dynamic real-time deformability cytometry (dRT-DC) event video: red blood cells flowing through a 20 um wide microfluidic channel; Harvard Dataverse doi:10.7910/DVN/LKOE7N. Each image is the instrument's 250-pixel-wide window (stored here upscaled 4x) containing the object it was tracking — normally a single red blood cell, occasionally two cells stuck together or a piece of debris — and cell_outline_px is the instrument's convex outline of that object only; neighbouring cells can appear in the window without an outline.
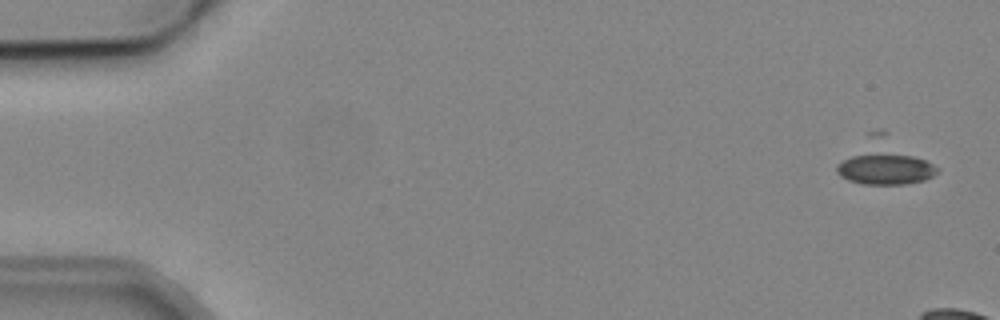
{"species": "common noctule bat (a hibernating species)", "species_latin": "Nyctalus noctula", "temperature_condition": "cold", "stored_images_in_passage": 10, "camera_frame_rate_fps": 3000, "um_per_image_px": 0.085, "animal": {"sex": "male", "body_mass_g": 19.2, "forearm_length_mm": 51.8}, "frame": {"image": 1, "passage_image": 1, "time_ms": 0.0, "image_size_px": [1000, 320], "cell_outline_px": [[940, 172], [924, 180], [904, 184], [860, 184], [848, 180], [840, 176], [836, 172], [836, 164], [852, 156], [912, 156], [924, 160], [940, 168]], "centroid_in_image_um": [75.28, 14.43], "position_along_channel_um": 9.7, "area_um2": 17.46}}
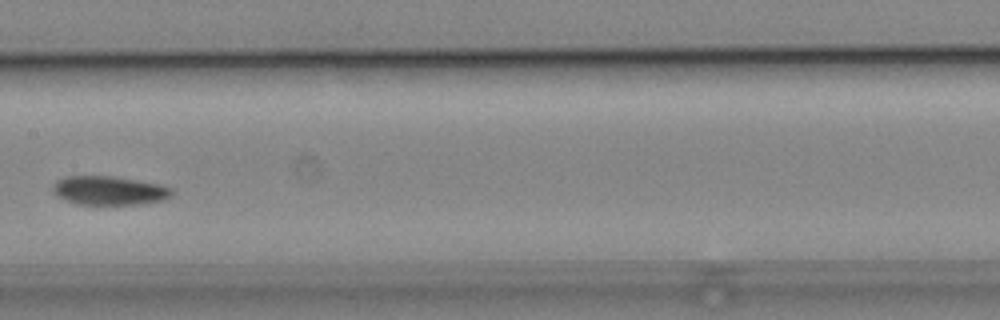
{"frame": {"image": 2, "passage_image": 9, "time_ms": 10.333, "image_size_px": [1000, 320], "cell_outline_px": [[172, 192], [164, 200], [140, 204], [76, 204], [56, 196], [52, 188], [52, 184], [56, 180], [64, 176], [112, 176], [160, 184], [172, 188]], "centroid_in_image_um": [9.23, 16.19], "position_along_channel_um": 198.2, "area_um2": 20.0}}
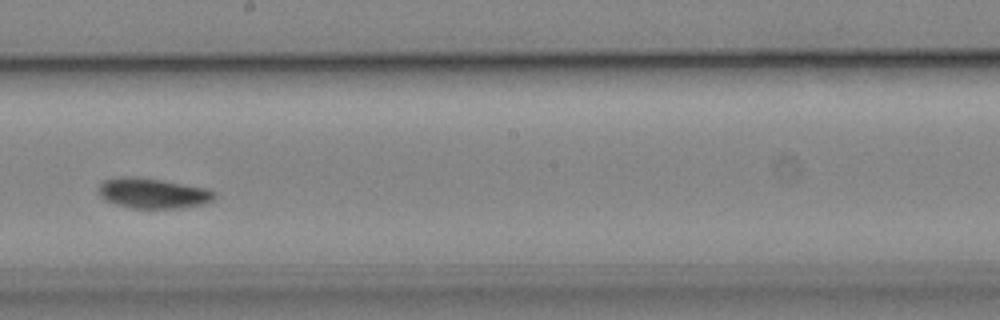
{"frame": {"image": 3, "passage_image": 10, "time_ms": 11.333, "image_size_px": [1000, 320], "cell_outline_px": [[216, 200], [204, 204], [180, 208], [128, 208], [104, 200], [96, 192], [100, 184], [104, 180], [116, 176], [136, 176], [164, 180], [208, 188], [216, 192]], "centroid_in_image_um": [13.0, 16.41], "position_along_channel_um": 235.2, "area_um2": 21.04}}